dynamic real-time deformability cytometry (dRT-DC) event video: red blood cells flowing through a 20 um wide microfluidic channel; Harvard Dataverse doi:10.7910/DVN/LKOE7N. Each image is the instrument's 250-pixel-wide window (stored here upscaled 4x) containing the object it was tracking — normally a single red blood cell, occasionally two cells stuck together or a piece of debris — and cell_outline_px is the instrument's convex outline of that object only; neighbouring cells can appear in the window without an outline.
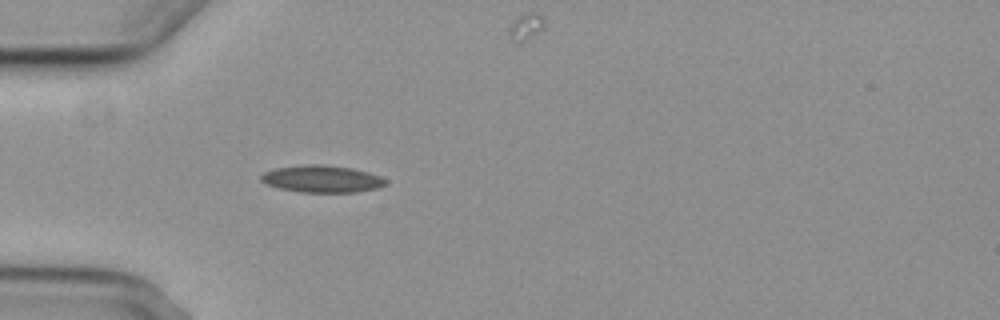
{"species": "common noctule bat (a hibernating species)", "species_latin": "Nyctalus noctula", "temperature_condition": "cold", "stored_images_in_passage": 1, "camera_frame_rate_fps": 3000, "um_per_image_px": 0.085, "animal": {"sex": "female", "body_mass_g": 29.2, "forearm_length_mm": 56.3}, "frame": {"image": 1, "passage_image": 1, "time_ms": 0.0, "image_size_px": [1000, 320], "cell_outline_px": [[388, 180], [380, 188], [356, 192], [300, 192], [280, 188], [264, 184], [260, 180], [260, 176], [264, 172], [276, 168], [304, 164], [320, 164], [352, 168], [368, 172], [380, 176]], "centroid_in_image_um": [27.35, 15.21], "position_along_channel_um": 57.6, "area_um2": 19.77}}